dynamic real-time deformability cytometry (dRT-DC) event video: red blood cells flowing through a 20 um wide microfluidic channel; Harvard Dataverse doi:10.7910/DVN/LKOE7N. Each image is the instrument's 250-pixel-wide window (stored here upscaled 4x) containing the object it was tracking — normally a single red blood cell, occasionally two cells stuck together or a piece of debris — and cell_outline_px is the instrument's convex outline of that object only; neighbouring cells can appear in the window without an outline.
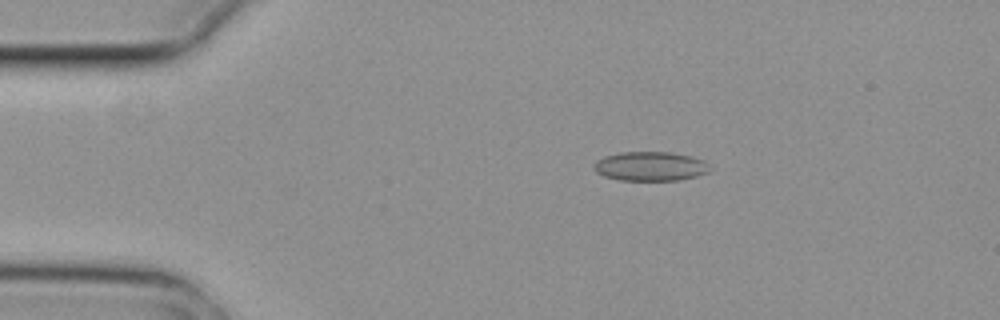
{"species": "common noctule bat (a hibernating species)", "species_latin": "Nyctalus noctula", "temperature_condition": "cold", "stored_images_in_passage": 4, "camera_frame_rate_fps": 3000, "um_per_image_px": 0.085, "animal": {"sex": "female", "body_mass_g": 29.2, "forearm_length_mm": 56.3}, "frame": {"image": 1, "passage_image": 3, "time_ms": 0.667, "image_size_px": [1000, 320], "cell_outline_px": [[708, 172], [696, 176], [680, 180], [620, 180], [604, 176], [596, 172], [592, 168], [596, 160], [604, 156], [620, 152], [672, 152], [692, 156], [704, 160], [708, 164]], "centroid_in_image_um": [55.25, 14.12], "position_along_channel_um": 29.7, "area_um2": 19.83}}